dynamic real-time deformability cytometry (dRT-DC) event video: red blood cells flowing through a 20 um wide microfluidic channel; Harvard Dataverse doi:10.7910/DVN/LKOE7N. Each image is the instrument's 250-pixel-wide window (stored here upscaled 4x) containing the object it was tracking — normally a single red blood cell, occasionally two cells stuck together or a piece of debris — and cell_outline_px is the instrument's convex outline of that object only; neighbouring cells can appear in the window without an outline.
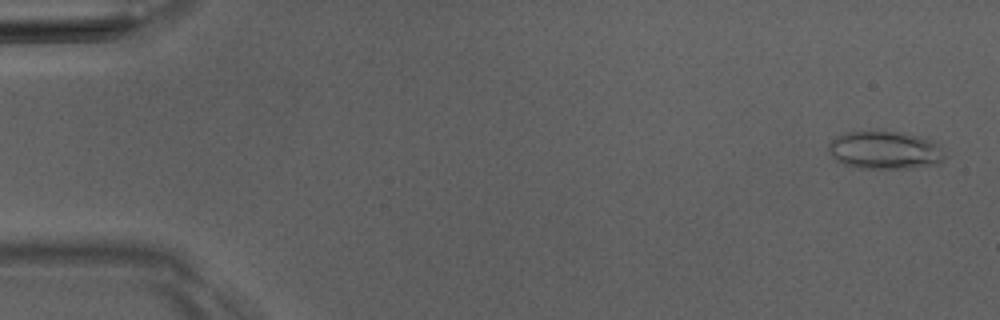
{"species": "Egyptian fruit bat (a non-hibernating species)", "species_latin": "Rousettus aegyptiacus", "temperature_condition": "room temperature", "stored_images_in_passage": 5, "camera_frame_rate_fps": 3000, "um_per_image_px": 0.085, "animal": {"sex": "male"}, "frame": {"image": 1, "passage_image": 1, "time_ms": 0.0, "image_size_px": [1000, 320], "cell_outline_px": [[948, 156], [936, 164], [908, 168], [860, 168], [844, 164], [836, 160], [828, 152], [828, 144], [836, 136], [844, 132], [904, 132], [920, 136], [932, 140], [940, 144]], "centroid_in_image_um": [75.25, 12.76], "position_along_channel_um": 9.7, "area_um2": 25.89}}